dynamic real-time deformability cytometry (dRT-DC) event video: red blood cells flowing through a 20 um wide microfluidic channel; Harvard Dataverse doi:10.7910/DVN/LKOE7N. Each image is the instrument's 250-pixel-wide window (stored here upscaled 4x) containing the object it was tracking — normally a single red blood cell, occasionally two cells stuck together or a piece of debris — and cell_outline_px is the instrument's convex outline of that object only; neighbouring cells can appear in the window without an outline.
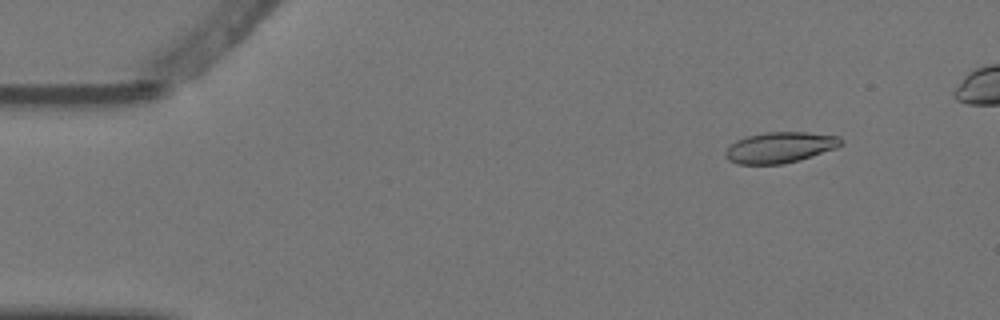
{"species": "Egyptian fruit bat (a non-hibernating species)", "species_latin": "Rousettus aegyptiacus", "temperature_condition": "warm", "stored_images_in_passage": 5, "camera_frame_rate_fps": 3000, "um_per_image_px": 0.085, "animal": {"sex": "female"}, "frame": {"image": 1, "passage_image": 1, "time_ms": 0.0, "image_size_px": [1000, 320], "cell_outline_px": [[844, 144], [836, 148], [800, 160], [784, 164], [736, 164], [728, 160], [724, 156], [724, 152], [736, 140], [748, 136], [768, 132], [808, 132], [840, 136], [844, 140]], "centroid_in_image_um": [66.33, 12.53], "position_along_channel_um": 18.7, "area_um2": 20.92}}